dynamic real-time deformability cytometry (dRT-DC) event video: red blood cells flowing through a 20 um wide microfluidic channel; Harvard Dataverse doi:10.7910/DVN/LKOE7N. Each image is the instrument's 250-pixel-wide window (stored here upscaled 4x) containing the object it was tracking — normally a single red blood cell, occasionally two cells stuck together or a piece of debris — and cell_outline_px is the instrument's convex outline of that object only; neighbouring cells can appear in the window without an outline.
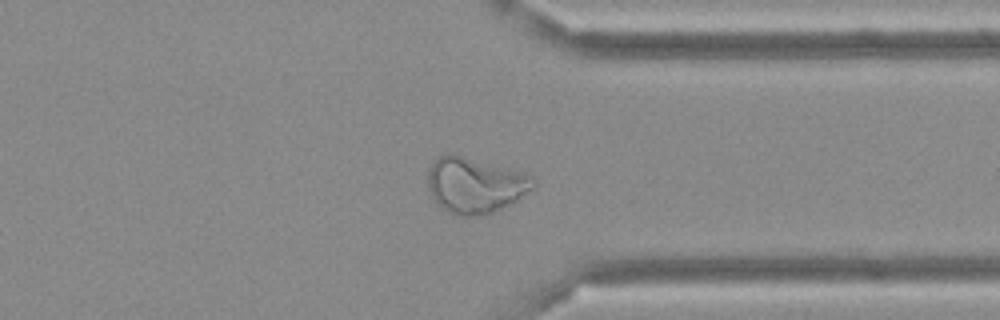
{"species": "Egyptian fruit bat (a non-hibernating species)", "species_latin": "Rousettus aegyptiacus", "temperature_condition": "cold", "stored_images_in_passage": 43, "camera_frame_rate_fps": 3000, "um_per_image_px": 0.085, "frame": {"image": 1, "passage_image": 32, "time_ms": 10.333, "image_size_px": [1000, 320], "cell_outline_px": [[536, 184], [532, 188], [516, 200], [492, 212], [480, 216], [456, 216], [448, 212], [432, 196], [428, 188], [428, 168], [440, 156], [448, 152], [524, 172], [532, 176], [536, 180]], "centroid_in_image_um": [40.37, 15.73], "position_along_channel_um": 371.0, "area_um2": 33.93}}
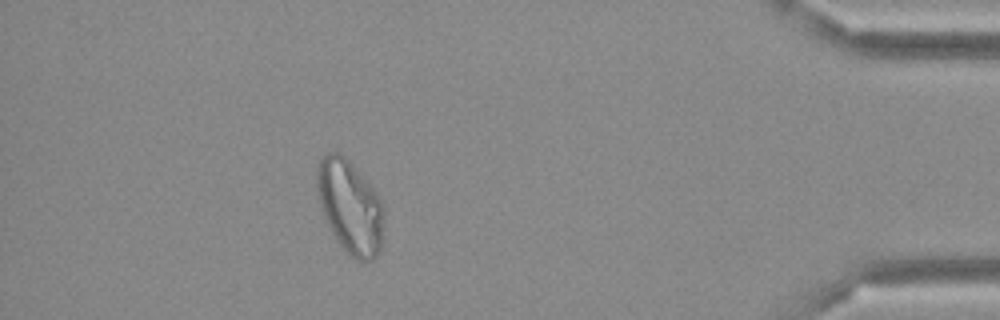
{"frame": {"image": 2, "passage_image": 38, "time_ms": 12.333, "image_size_px": [1000, 320], "cell_outline_px": [[384, 240], [380, 252], [372, 260], [360, 260], [348, 256], [336, 240], [320, 208], [316, 188], [316, 164], [320, 156], [328, 152], [340, 152], [352, 164], [380, 196], [384, 208]], "centroid_in_image_um": [29.76, 17.58], "position_along_channel_um": 405.4, "area_um2": 37.28}}